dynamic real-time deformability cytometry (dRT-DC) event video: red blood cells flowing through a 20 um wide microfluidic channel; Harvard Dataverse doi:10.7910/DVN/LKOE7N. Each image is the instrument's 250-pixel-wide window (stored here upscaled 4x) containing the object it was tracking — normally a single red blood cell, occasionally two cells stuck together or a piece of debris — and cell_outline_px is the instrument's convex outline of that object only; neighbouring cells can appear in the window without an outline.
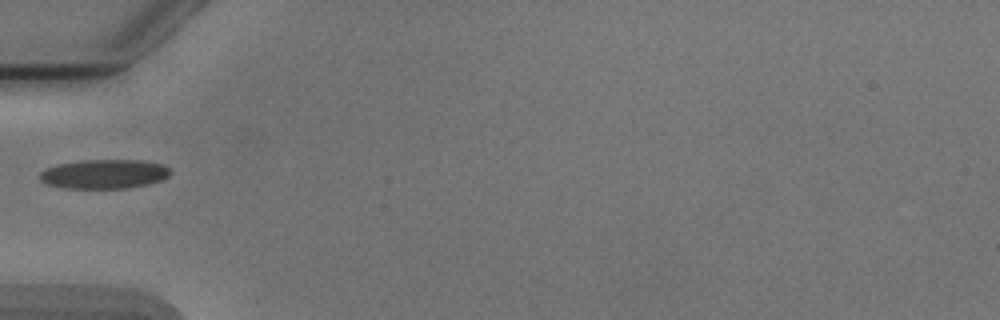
{"species": "Egyptian fruit bat (a non-hibernating species)", "species_latin": "Rousettus aegyptiacus", "temperature_condition": "cold", "stored_images_in_passage": 5, "camera_frame_rate_fps": 3000, "um_per_image_px": 0.085, "animal": {"sex": "male"}, "frame": {"image": 1, "passage_image": 5, "time_ms": 5.667, "image_size_px": [1000, 320], "cell_outline_px": [[172, 172], [168, 176], [160, 180], [148, 184], [124, 188], [64, 188], [48, 184], [40, 180], [40, 172], [48, 168], [60, 164], [84, 160], [144, 160], [164, 164]], "centroid_in_image_um": [8.89, 14.78], "position_along_channel_um": 76.1, "area_um2": 22.08}}